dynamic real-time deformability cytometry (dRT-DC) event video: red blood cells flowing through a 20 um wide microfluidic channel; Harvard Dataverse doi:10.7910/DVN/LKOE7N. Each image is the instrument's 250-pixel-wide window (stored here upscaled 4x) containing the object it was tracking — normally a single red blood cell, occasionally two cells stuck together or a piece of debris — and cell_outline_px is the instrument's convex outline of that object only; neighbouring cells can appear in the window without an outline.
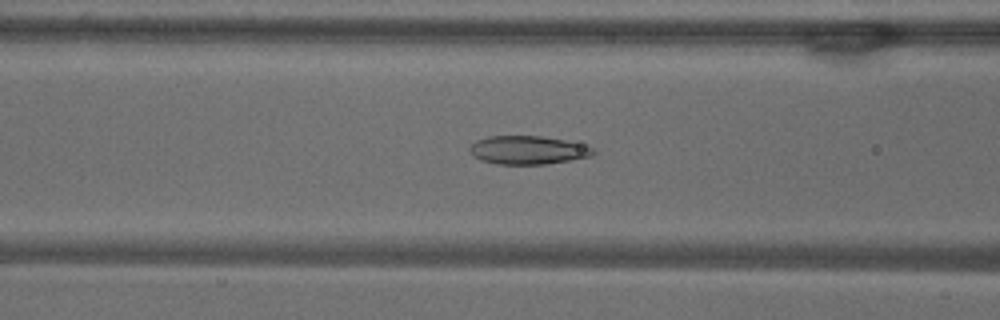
{"species": "common noctule bat (a hibernating species)", "species_latin": "Nyctalus noctula", "temperature_condition": "warm", "stored_images_in_passage": 54, "camera_frame_rate_fps": 3000, "um_per_image_px": 0.085, "animal": {"sex": "male", "body_mass_g": 18.8}, "frame": {"image": 1, "passage_image": 21, "time_ms": 6.667, "image_size_px": [1000, 320], "cell_outline_px": [[596, 152], [592, 156], [544, 164], [496, 164], [480, 160], [472, 156], [468, 148], [476, 140], [488, 136], [540, 136], [564, 140], [592, 148]], "centroid_in_image_um": [44.79, 12.76], "position_along_channel_um": 121.8, "area_um2": 20.29}}
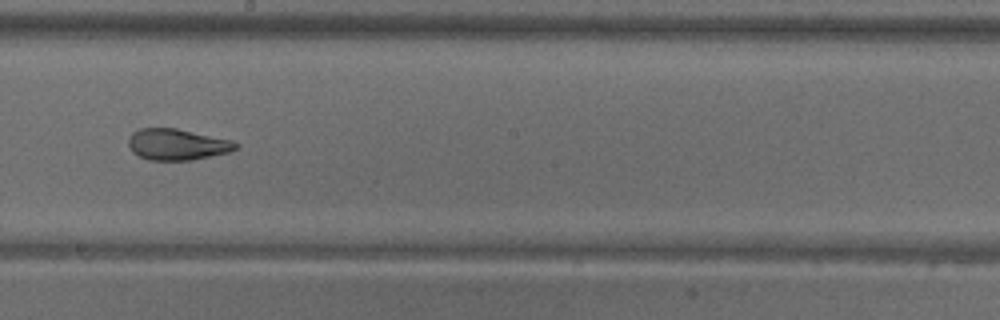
{"frame": {"image": 2, "passage_image": 30, "time_ms": 9.667, "image_size_px": [1000, 320], "cell_outline_px": [[240, 144], [236, 148], [228, 152], [192, 160], [148, 160], [132, 152], [128, 144], [128, 136], [132, 132], [140, 128], [176, 128], [232, 140]], "centroid_in_image_um": [15.03, 12.27], "position_along_channel_um": 233.2, "area_um2": 19.54}}
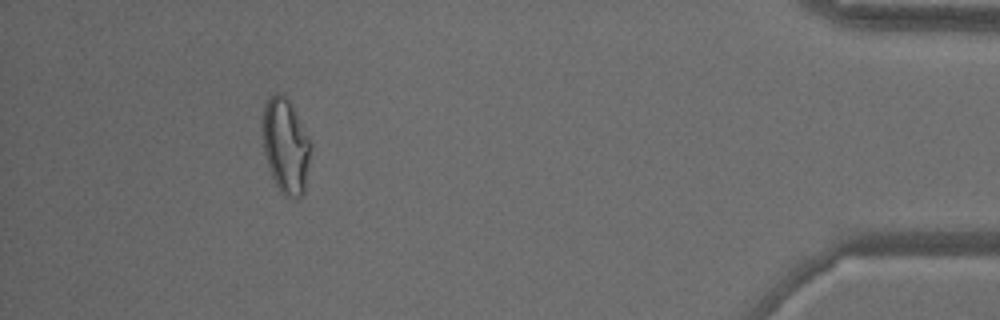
{"frame": {"image": 3, "passage_image": 49, "time_ms": 16.0, "image_size_px": [1000, 320], "cell_outline_px": [[312, 144], [304, 196], [296, 200], [284, 196], [280, 192], [268, 168], [264, 156], [260, 128], [260, 120], [264, 104], [268, 96], [276, 92], [284, 96], [288, 100], [308, 136]], "centroid_in_image_um": [24.24, 12.43], "position_along_channel_um": 411.0, "area_um2": 27.51}, "authors_computed_cell_mechanics": {"area_um2": 23.987, "velocity_mm_per_s": 3.7121, "shape_relaxation_time_tau1_ms": null, "shape_relaxation_time_tau2_ms": 1.7882, "deformation_change_tau1": null, "deformation_change_tau2": 0.061}}